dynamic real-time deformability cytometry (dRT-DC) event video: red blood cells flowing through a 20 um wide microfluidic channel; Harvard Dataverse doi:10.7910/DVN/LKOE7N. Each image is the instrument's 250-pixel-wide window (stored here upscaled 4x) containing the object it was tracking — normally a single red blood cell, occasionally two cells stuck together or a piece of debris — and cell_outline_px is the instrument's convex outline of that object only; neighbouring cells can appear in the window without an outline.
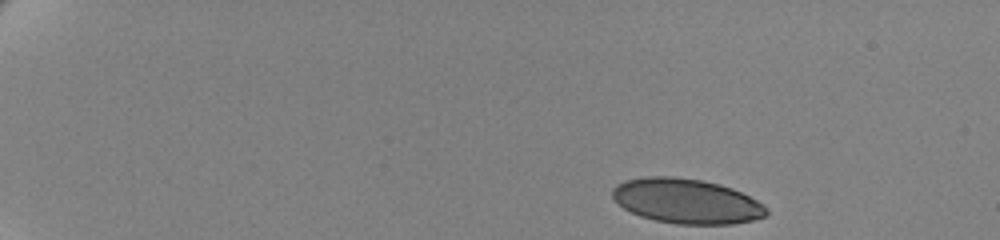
{"species": "human", "species_latin": "Homo sapiens", "temperature_condition": "cold", "stored_images_in_passage": 52, "camera_frame_rate_fps": 3000, "um_per_image_px": 0.085, "donor": {"sex": "female"}, "frame": {"image": 1, "passage_image": 1, "time_ms": 0.0, "image_size_px": [1000, 240], "cell_outline_px": [[768, 212], [764, 216], [752, 220], [732, 224], [676, 224], [656, 220], [640, 216], [624, 208], [612, 196], [612, 188], [616, 184], [624, 180], [644, 176], [672, 176], [700, 180], [720, 184], [732, 188], [764, 204], [768, 208]], "centroid_in_image_um": [58.34, 17.08], "position_along_channel_um": 26.7, "area_um2": 40.17}}
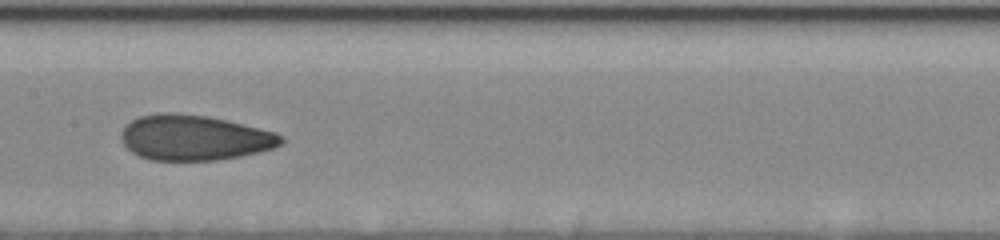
{"frame": {"image": 2, "passage_image": 26, "time_ms": 8.333, "image_size_px": [1000, 240], "cell_outline_px": [[284, 140], [280, 144], [272, 148], [260, 152], [240, 156], [216, 160], [152, 160], [140, 156], [132, 152], [120, 140], [120, 132], [132, 120], [140, 116], [164, 112], [168, 112], [208, 116], [228, 120], [276, 132], [284, 136]], "centroid_in_image_um": [16.53, 11.7], "position_along_channel_um": 190.9, "area_um2": 42.25}}
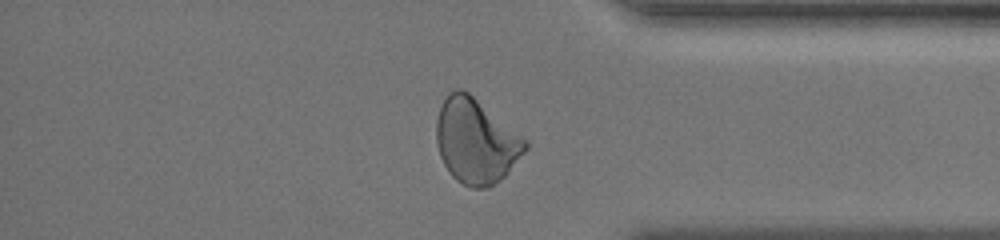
{"frame": {"image": 3, "passage_image": 44, "time_ms": 14.333, "image_size_px": [1000, 240], "cell_outline_px": [[528, 148], [508, 172], [500, 180], [488, 188], [472, 188], [456, 180], [452, 176], [444, 164], [440, 156], [436, 140], [436, 120], [440, 108], [444, 100], [456, 88], [460, 88], [468, 92], [524, 140], [528, 144]], "centroid_in_image_um": [40.41, 12.03], "position_along_channel_um": 394.8, "area_um2": 42.89}, "authors_computed_cell_mechanics": {"area_um2": 41.9628, "velocity_mm_per_s": 3.4902, "shape_relaxation_time_tau1_ms": 6.1858, "shape_relaxation_time_tau2_ms": 1.2537, "deformation_change_tau1": 0.1664, "deformation_change_tau2": 0.0652}}